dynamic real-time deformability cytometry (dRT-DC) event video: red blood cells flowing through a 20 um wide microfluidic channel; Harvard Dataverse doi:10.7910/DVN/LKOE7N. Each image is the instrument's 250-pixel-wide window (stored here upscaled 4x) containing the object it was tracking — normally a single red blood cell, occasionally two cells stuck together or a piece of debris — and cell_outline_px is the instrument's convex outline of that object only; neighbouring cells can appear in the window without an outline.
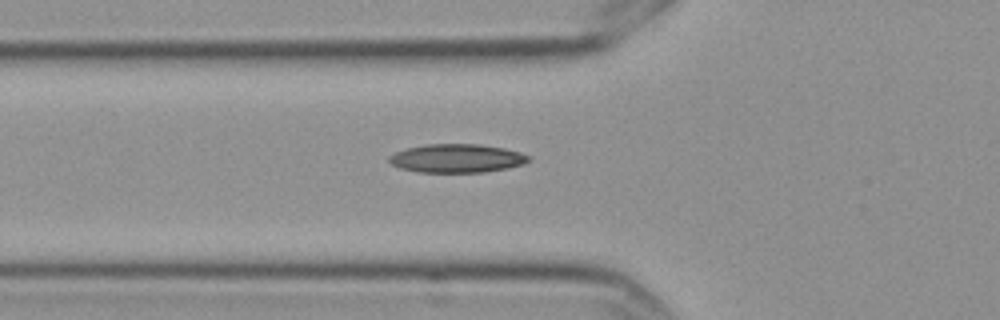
{"species": "Egyptian fruit bat (a non-hibernating species)", "species_latin": "Rousettus aegyptiacus", "temperature_condition": "cold", "stored_images_in_passage": 6, "camera_frame_rate_fps": 3000, "um_per_image_px": 0.085, "frame": {"image": 1, "passage_image": 6, "time_ms": 1.667, "image_size_px": [1000, 320], "cell_outline_px": [[532, 160], [524, 164], [508, 168], [484, 172], [416, 172], [400, 168], [392, 164], [388, 160], [388, 156], [396, 152], [408, 148], [424, 144], [480, 144], [504, 148], [520, 152], [532, 156]], "centroid_in_image_um": [38.87, 13.46], "position_along_channel_um": 86.9, "area_um2": 23.41}}